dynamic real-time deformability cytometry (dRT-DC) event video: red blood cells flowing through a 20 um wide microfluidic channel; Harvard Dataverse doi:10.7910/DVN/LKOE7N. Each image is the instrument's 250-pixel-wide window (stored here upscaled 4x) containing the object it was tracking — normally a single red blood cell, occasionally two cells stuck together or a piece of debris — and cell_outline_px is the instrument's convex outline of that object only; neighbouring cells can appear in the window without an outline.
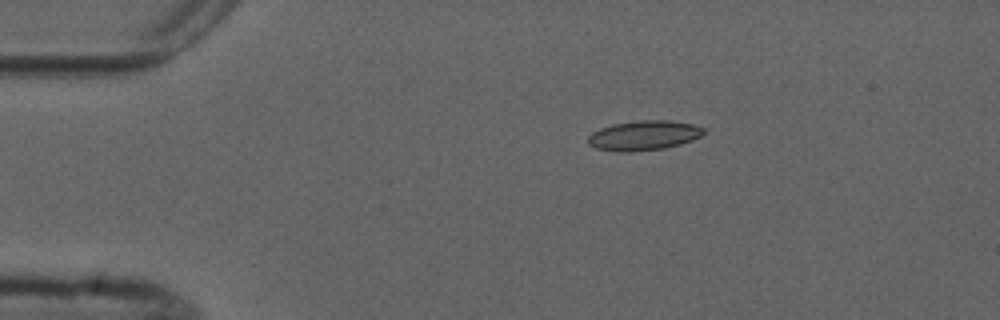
{"species": "common noctule bat (a hibernating species)", "species_latin": "Nyctalus noctula", "temperature_condition": "cold", "stored_images_in_passage": 3, "camera_frame_rate_fps": 3000, "um_per_image_px": 0.085, "animal": {"sex": "male", "forearm_length_mm": 52.5}, "frame": {"image": 1, "passage_image": 3, "time_ms": 2.667, "image_size_px": [1000, 320], "cell_outline_px": [[704, 132], [700, 136], [692, 140], [680, 144], [664, 148], [632, 152], [620, 152], [596, 148], [588, 144], [588, 136], [592, 132], [600, 128], [612, 124], [636, 120], [668, 120], [692, 124], [704, 128]], "centroid_in_image_um": [54.69, 11.51], "position_along_channel_um": 30.3, "area_um2": 20.06}}